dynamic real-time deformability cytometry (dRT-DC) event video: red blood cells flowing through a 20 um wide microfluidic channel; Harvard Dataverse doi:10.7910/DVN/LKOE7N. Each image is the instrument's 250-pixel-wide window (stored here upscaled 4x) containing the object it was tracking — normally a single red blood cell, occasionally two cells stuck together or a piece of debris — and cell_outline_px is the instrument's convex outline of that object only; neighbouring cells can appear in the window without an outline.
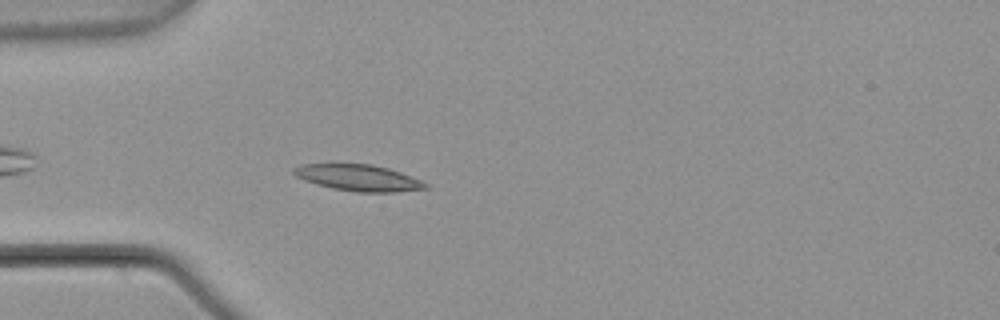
{"species": "common noctule bat (a hibernating species)", "species_latin": "Nyctalus noctula", "temperature_condition": "warm", "stored_images_in_passage": 5, "camera_frame_rate_fps": 3000, "um_per_image_px": 0.085, "animal": {"sex": "male", "body_mass_g": 21.5, "forearm_length_mm": 52.0}, "frame": {"image": 1, "passage_image": 5, "time_ms": 1.333, "image_size_px": [1000, 320], "cell_outline_px": [[428, 188], [396, 192], [356, 192], [332, 188], [316, 184], [304, 180], [296, 176], [292, 172], [292, 168], [300, 164], [332, 160], [372, 164], [388, 168], [400, 172], [420, 180], [428, 184]], "centroid_in_image_um": [30.34, 15.05], "position_along_channel_um": 54.7, "area_um2": 21.21}}